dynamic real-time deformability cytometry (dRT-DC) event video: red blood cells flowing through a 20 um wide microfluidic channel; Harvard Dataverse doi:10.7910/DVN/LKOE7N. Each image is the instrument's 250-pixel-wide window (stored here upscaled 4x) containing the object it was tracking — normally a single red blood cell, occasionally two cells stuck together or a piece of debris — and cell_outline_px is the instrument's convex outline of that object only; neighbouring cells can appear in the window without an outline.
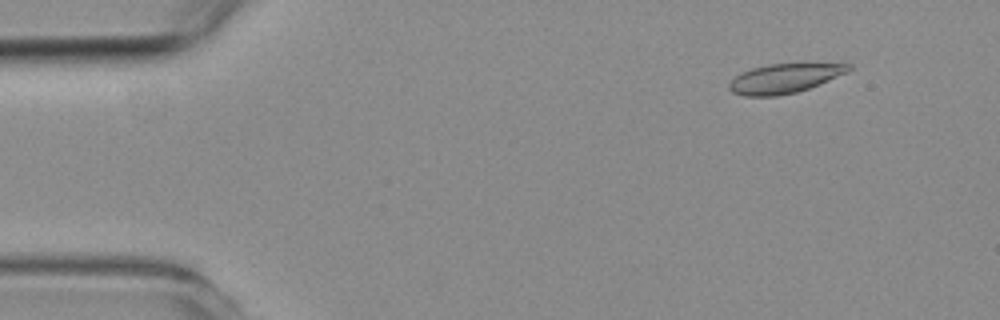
{"species": "common noctule bat (a hibernating species)", "species_latin": "Nyctalus noctula", "temperature_condition": "room temperature", "stored_images_in_passage": 6, "camera_frame_rate_fps": 3000, "um_per_image_px": 0.085, "animal": {"sex": "female", "body_mass_g": 19.3, "forearm_length_mm": 54.1}, "frame": {"image": 1, "passage_image": 2, "time_ms": 1.0, "image_size_px": [1000, 320], "cell_outline_px": [[852, 68], [848, 72], [820, 84], [796, 92], [776, 96], [744, 96], [732, 92], [728, 88], [728, 84], [740, 72], [752, 68], [768, 64], [852, 64]], "centroid_in_image_um": [66.65, 6.67], "position_along_channel_um": 18.3, "area_um2": 20.29}}
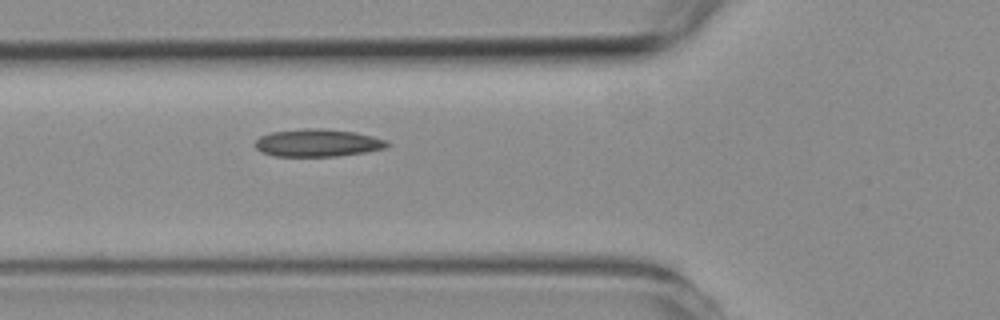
{"frame": {"image": 2, "passage_image": 6, "time_ms": 5.667, "image_size_px": [1000, 320], "cell_outline_px": [[392, 144], [384, 148], [364, 152], [336, 156], [276, 156], [260, 152], [256, 148], [256, 140], [260, 136], [272, 132], [304, 128], [324, 128], [356, 132], [388, 140]], "centroid_in_image_um": [27.02, 12.13], "position_along_channel_um": 98.8, "area_um2": 21.27}}